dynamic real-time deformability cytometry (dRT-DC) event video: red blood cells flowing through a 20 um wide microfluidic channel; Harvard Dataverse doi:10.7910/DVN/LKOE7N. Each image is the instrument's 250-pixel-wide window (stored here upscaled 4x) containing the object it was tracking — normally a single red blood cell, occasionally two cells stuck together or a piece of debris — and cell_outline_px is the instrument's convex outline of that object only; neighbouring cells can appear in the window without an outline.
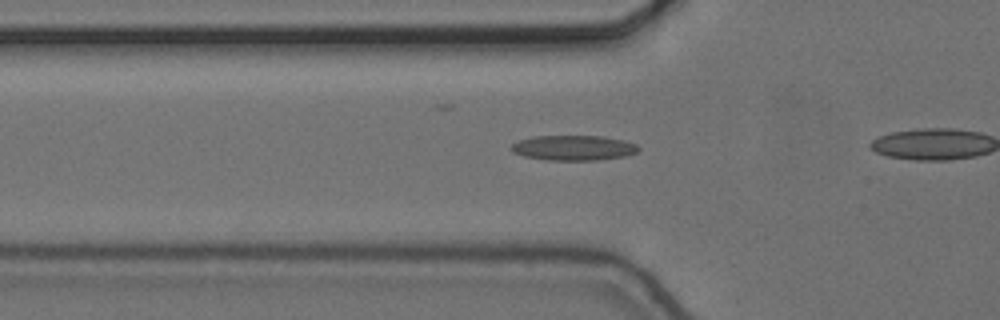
{"species": "common noctule bat (a hibernating species)", "species_latin": "Nyctalus noctula", "temperature_condition": "cold", "stored_images_in_passage": 40, "camera_frame_rate_fps": 3000, "um_per_image_px": 0.085, "animal": {"sex": "female", "body_mass_g": 24.6, "forearm_length_mm": 56.2}, "frame": {"image": 1, "passage_image": 15, "time_ms": 4.667, "image_size_px": [1000, 320], "cell_outline_px": [[640, 148], [636, 152], [624, 156], [596, 160], [548, 160], [524, 156], [512, 152], [512, 144], [520, 140], [532, 136], [604, 136], [624, 140], [636, 144]], "centroid_in_image_um": [48.75, 12.56], "position_along_channel_um": 77.0, "area_um2": 18.5}}
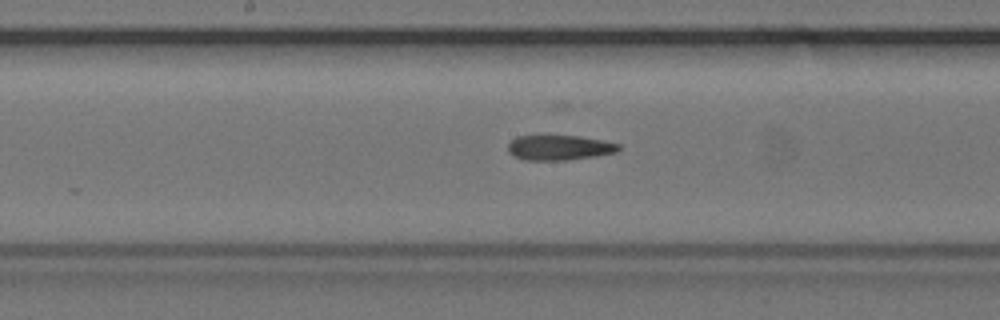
{"frame": {"image": 2, "passage_image": 25, "time_ms": 8.0, "image_size_px": [1000, 320], "cell_outline_px": [[620, 148], [616, 152], [596, 156], [568, 160], [524, 160], [508, 152], [508, 144], [516, 136], [580, 136], [620, 144]], "centroid_in_image_um": [47.54, 12.55], "position_along_channel_um": 200.7, "area_um2": 16.01}}
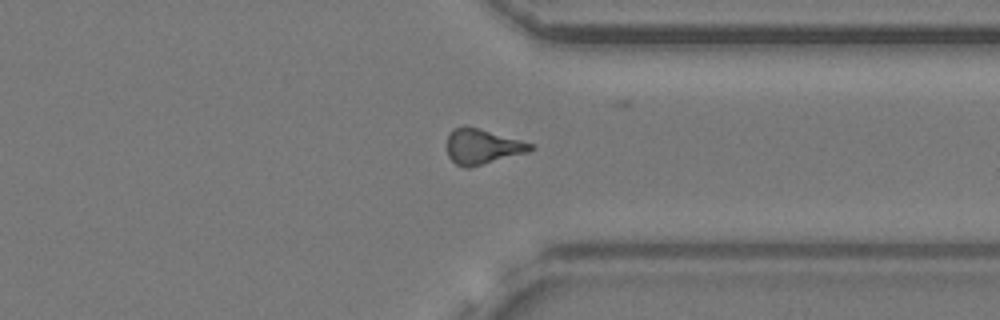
{"frame": {"image": 3, "passage_image": 39, "time_ms": 12.667, "image_size_px": [1000, 320], "cell_outline_px": [[536, 148], [528, 152], [468, 168], [464, 168], [456, 164], [448, 156], [448, 132], [452, 128], [464, 124], [520, 140], [532, 144]], "centroid_in_image_um": [40.97, 12.44], "position_along_channel_um": 370.4, "area_um2": 17.11}}